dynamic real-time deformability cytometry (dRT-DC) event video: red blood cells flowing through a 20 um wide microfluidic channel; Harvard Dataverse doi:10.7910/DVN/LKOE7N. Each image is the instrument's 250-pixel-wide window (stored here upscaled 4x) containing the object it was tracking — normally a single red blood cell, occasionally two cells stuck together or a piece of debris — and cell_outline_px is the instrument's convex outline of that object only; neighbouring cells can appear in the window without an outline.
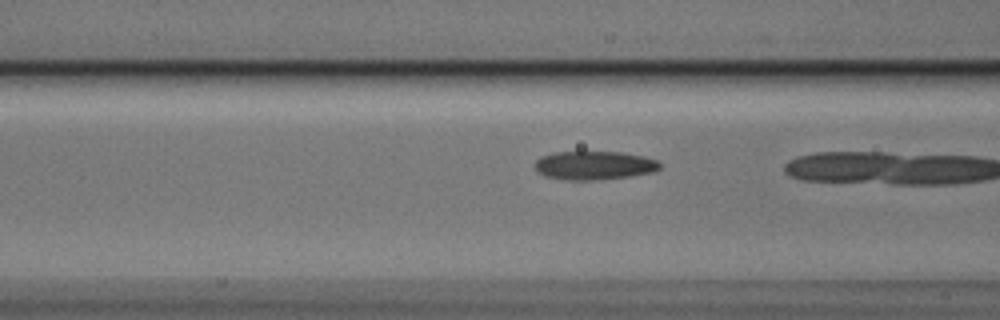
{"species": "Egyptian fruit bat (a non-hibernating species)", "species_latin": "Rousettus aegyptiacus", "temperature_condition": "cold", "stored_images_in_passage": 7, "camera_frame_rate_fps": 3000, "um_per_image_px": 0.085, "animal": {"sex": "male"}, "frame": {"image": 1, "passage_image": 7, "time_ms": 2.0, "image_size_px": [1000, 320], "cell_outline_px": [[660, 168], [656, 172], [632, 176], [592, 180], [568, 180], [548, 176], [536, 172], [536, 160], [540, 156], [552, 152], [624, 152], [644, 156], [656, 160], [660, 164]], "centroid_in_image_um": [50.53, 14.05], "position_along_channel_um": 116.1, "area_um2": 20.92}}